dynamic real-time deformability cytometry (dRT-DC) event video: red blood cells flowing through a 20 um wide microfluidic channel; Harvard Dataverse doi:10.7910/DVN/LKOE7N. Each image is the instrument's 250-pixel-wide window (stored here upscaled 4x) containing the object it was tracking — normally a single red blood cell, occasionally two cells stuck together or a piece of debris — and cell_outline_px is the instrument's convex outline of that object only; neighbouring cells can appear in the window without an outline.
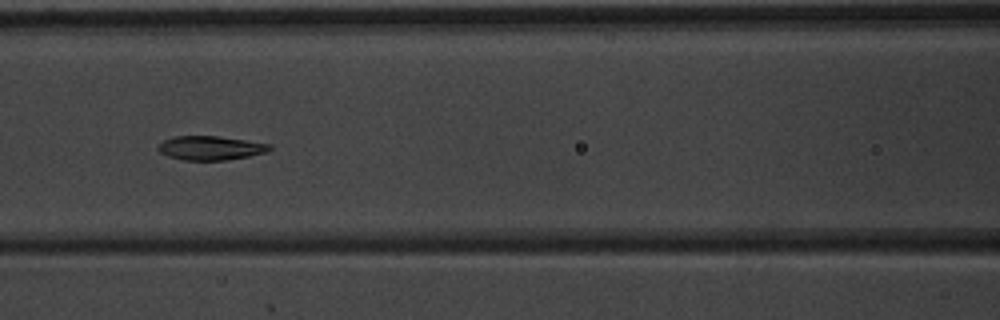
{"species": "common noctule bat (a hibernating species)", "species_latin": "Nyctalus noctula", "temperature_condition": "warm", "stored_images_in_passage": 8, "camera_frame_rate_fps": 3000, "um_per_image_px": 0.085, "animal": {"sex": "male", "body_mass_g": 20.1, "forearm_length_mm": 53.5}, "frame": {"image": 1, "passage_image": 6, "time_ms": 1.667, "image_size_px": [1000, 320], "cell_outline_px": [[272, 148], [264, 152], [248, 156], [228, 160], [184, 160], [168, 156], [160, 152], [156, 148], [164, 140], [172, 136], [220, 136], [272, 144]], "centroid_in_image_um": [17.88, 12.57], "position_along_channel_um": 148.7, "area_um2": 15.61}}
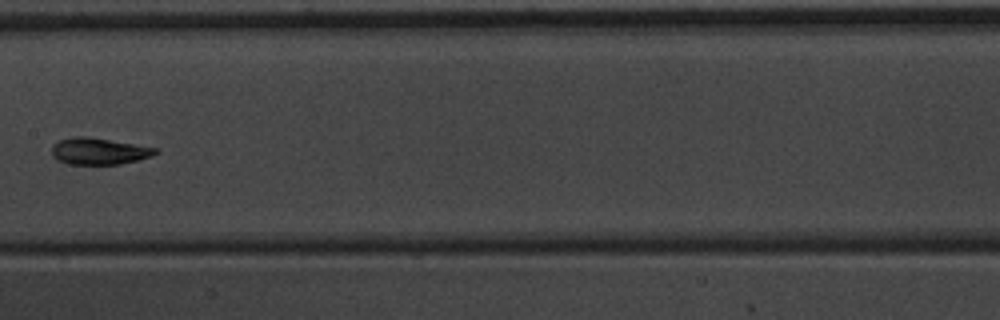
{"frame": {"image": 2, "passage_image": 7, "time_ms": 2.0, "image_size_px": [1000, 320], "cell_outline_px": [[160, 152], [152, 156], [140, 160], [120, 164], [68, 164], [52, 156], [52, 144], [60, 140], [72, 136], [88, 136], [160, 148]], "centroid_in_image_um": [8.47, 12.84], "position_along_channel_um": 198.9, "area_um2": 16.36}}
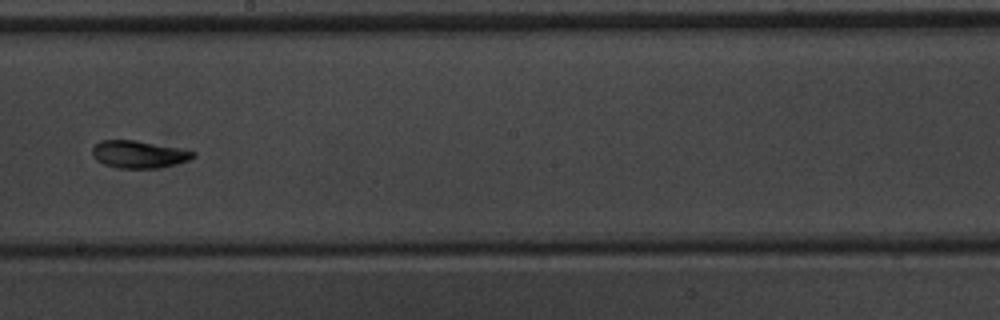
{"frame": {"image": 3, "passage_image": 8, "time_ms": 2.333, "image_size_px": [1000, 320], "cell_outline_px": [[196, 156], [188, 160], [176, 164], [160, 168], [116, 168], [104, 164], [96, 160], [92, 156], [92, 148], [100, 140], [136, 140], [196, 152]], "centroid_in_image_um": [11.76, 13.12], "position_along_channel_um": 236.4, "area_um2": 16.07}}